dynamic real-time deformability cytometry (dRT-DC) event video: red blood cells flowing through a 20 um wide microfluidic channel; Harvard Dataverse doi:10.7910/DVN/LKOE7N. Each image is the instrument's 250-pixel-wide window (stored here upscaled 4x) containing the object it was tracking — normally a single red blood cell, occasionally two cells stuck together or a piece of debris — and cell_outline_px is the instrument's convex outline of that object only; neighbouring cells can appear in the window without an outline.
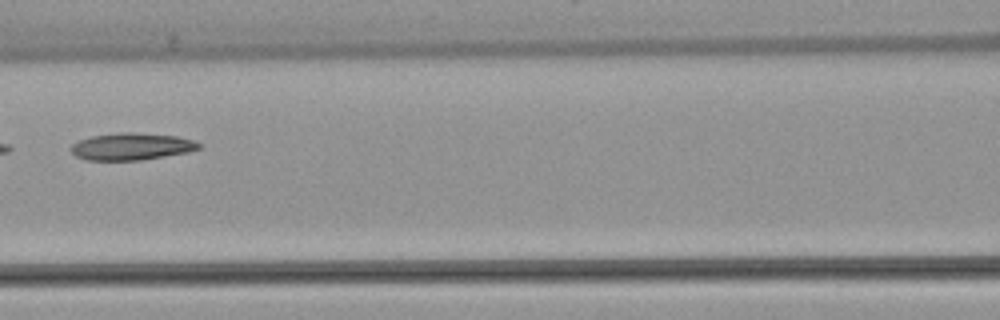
{"species": "common noctule bat (a hibernating species)", "species_latin": "Nyctalus noctula", "temperature_condition": "warm", "stored_images_in_passage": 6, "camera_frame_rate_fps": 3000, "um_per_image_px": 0.085, "animal": {"sex": "female", "body_mass_g": 22.7, "forearm_length_mm": 54.2}, "frame": {"image": 1, "passage_image": 6, "time_ms": 7.0, "image_size_px": [1000, 320], "cell_outline_px": [[204, 144], [200, 148], [188, 152], [140, 160], [88, 160], [76, 156], [68, 148], [72, 144], [80, 140], [92, 136], [120, 132], [132, 132], [176, 136], [196, 140]], "centroid_in_image_um": [11.21, 12.45], "position_along_channel_um": 155.4, "area_um2": 20.23}}